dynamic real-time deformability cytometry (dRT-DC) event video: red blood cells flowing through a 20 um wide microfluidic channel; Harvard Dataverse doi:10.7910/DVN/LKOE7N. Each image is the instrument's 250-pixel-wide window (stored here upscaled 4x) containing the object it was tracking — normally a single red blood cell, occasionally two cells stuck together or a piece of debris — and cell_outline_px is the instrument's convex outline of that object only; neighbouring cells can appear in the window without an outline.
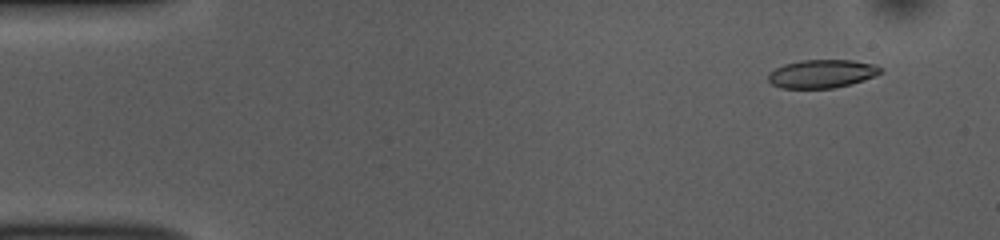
{"species": "common noctule bat (a hibernating species)", "species_latin": "Nyctalus noctula", "temperature_condition": "room temperature", "stored_images_in_passage": 52, "camera_frame_rate_fps": 3000, "um_per_image_px": 0.085, "animal": {"sex": "female", "body_mass_g": 10.0, "forearm_length_mm": 53.1}, "frame": {"image": 1, "passage_image": 4, "time_ms": 1.0, "image_size_px": [1000, 240], "cell_outline_px": [[880, 72], [876, 76], [852, 84], [836, 88], [780, 88], [772, 84], [768, 80], [768, 72], [784, 64], [800, 60], [852, 60], [872, 64], [880, 68]], "centroid_in_image_um": [69.83, 6.28], "position_along_channel_um": 15.2, "area_um2": 18.55}}
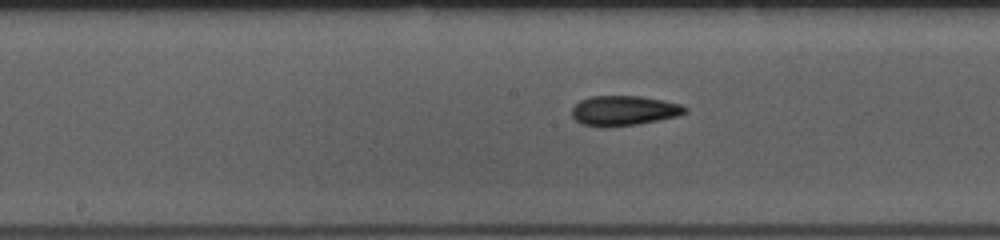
{"frame": {"image": 2, "passage_image": 26, "time_ms": 8.333, "image_size_px": [1000, 240], "cell_outline_px": [[688, 112], [680, 116], [636, 124], [604, 128], [600, 128], [584, 124], [576, 120], [572, 116], [572, 108], [580, 100], [592, 96], [640, 96], [664, 100], [680, 104], [688, 108]], "centroid_in_image_um": [53.05, 9.41], "position_along_channel_um": 195.1, "area_um2": 19.88}}
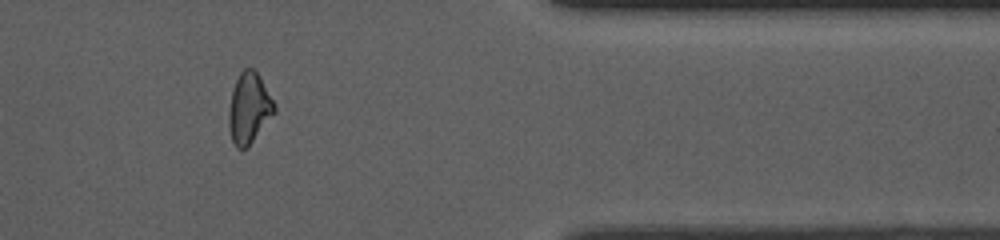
{"frame": {"image": 3, "passage_image": 43, "time_ms": 14.0, "image_size_px": [1000, 240], "cell_outline_px": [[276, 112], [248, 148], [236, 148], [232, 140], [228, 128], [228, 112], [232, 92], [236, 80], [240, 72], [244, 68], [252, 68], [256, 72], [276, 104]], "centroid_in_image_um": [21.17, 9.23], "position_along_channel_um": 390.2, "area_um2": 18.84}, "authors_computed_cell_mechanics": {"area_um2": 19.3052, "velocity_mm_per_s": 3.8261, "shape_relaxation_time_tau1_ms": 4.718, "shape_relaxation_time_tau2_ms": 2.8467, "deformation_change_tau1": 0.1537, "deformation_change_tau2": 0.1069}}